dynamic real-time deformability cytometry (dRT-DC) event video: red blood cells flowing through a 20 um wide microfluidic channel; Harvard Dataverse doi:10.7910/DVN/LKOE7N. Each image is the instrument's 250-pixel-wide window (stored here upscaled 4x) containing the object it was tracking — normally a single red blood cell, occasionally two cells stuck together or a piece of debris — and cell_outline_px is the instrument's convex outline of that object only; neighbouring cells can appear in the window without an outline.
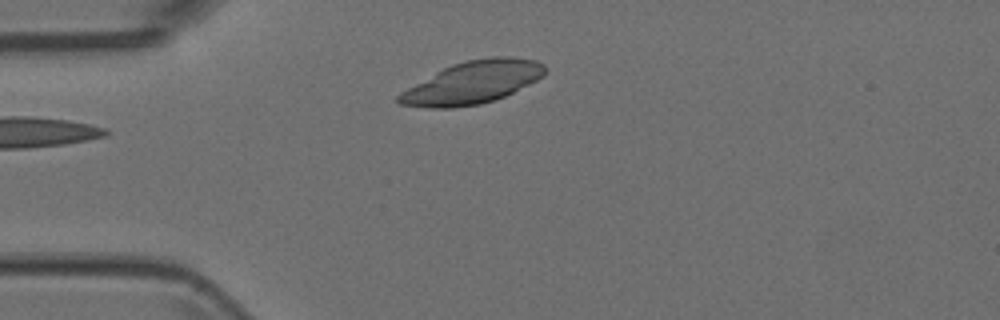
{"species": "Egyptian fruit bat (a non-hibernating species)", "species_latin": "Rousettus aegyptiacus", "temperature_condition": "room temperature", "stored_images_in_passage": 3, "camera_frame_rate_fps": 3000, "um_per_image_px": 0.085, "animal": {"sex": "female"}, "frame": {"image": 1, "passage_image": 3, "time_ms": 0.667, "image_size_px": [1000, 320], "cell_outline_px": [[548, 68], [544, 76], [496, 100], [480, 104], [452, 108], [432, 108], [400, 104], [396, 100], [396, 96], [400, 92], [436, 72], [452, 64], [464, 60], [492, 56], [512, 56], [536, 60], [544, 64]], "centroid_in_image_um": [40.19, 7.0], "position_along_channel_um": 44.8, "area_um2": 36.24}}